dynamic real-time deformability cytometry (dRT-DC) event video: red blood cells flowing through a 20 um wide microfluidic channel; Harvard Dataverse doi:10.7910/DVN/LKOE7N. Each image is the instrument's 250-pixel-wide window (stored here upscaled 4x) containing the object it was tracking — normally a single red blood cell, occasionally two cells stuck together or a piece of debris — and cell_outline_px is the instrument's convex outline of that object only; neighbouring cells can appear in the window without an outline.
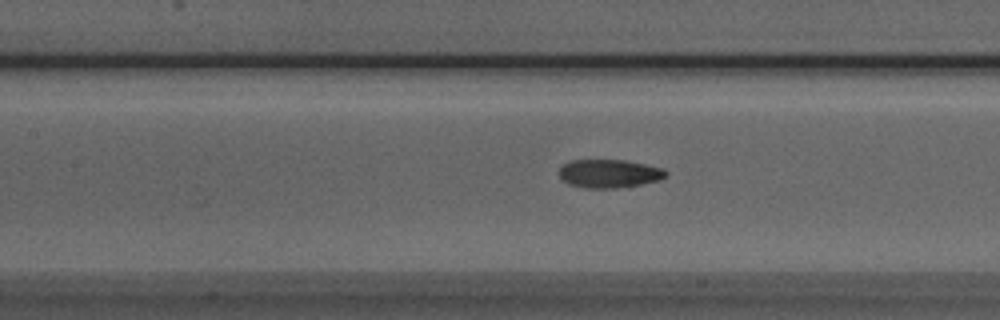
{"species": "Egyptian fruit bat (a non-hibernating species)", "species_latin": "Rousettus aegyptiacus", "temperature_condition": "room temperature", "stored_images_in_passage": 52, "camera_frame_rate_fps": 3000, "um_per_image_px": 0.085, "animal": {"sex": "male"}, "frame": {"image": 1, "passage_image": 23, "time_ms": 7.333, "image_size_px": [1000, 320], "cell_outline_px": [[668, 176], [660, 180], [628, 188], [584, 188], [568, 184], [560, 180], [560, 168], [564, 164], [572, 160], [624, 160], [664, 168], [668, 172]], "centroid_in_image_um": [51.82, 14.77], "position_along_channel_um": 155.6, "area_um2": 18.03}}
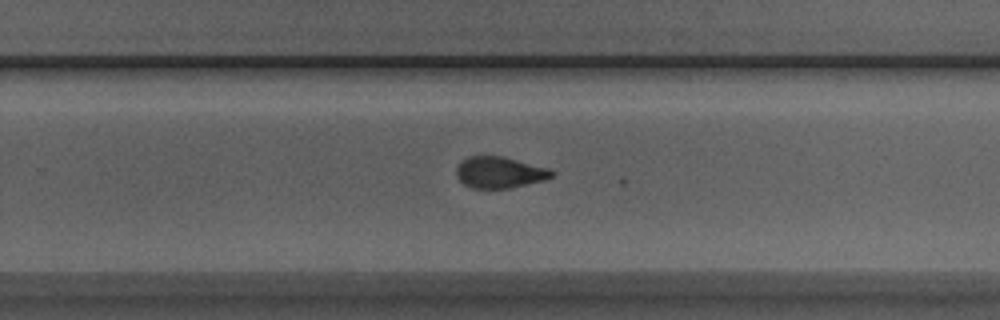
{"frame": {"image": 2, "passage_image": 33, "time_ms": 10.667, "image_size_px": [1000, 320], "cell_outline_px": [[556, 172], [552, 176], [544, 180], [508, 188], [472, 188], [464, 184], [456, 176], [456, 168], [460, 160], [468, 156], [500, 156], [548, 168]], "centroid_in_image_um": [42.42, 14.65], "position_along_channel_um": 287.4, "area_um2": 17.28}}
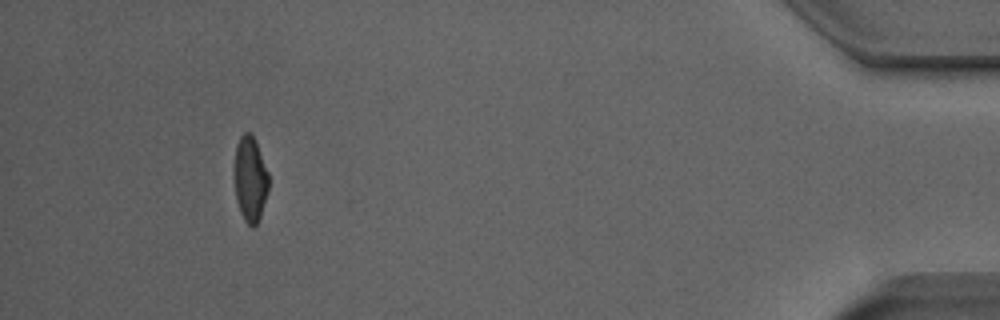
{"frame": {"image": 3, "passage_image": 48, "time_ms": 15.667, "image_size_px": [1000, 320], "cell_outline_px": [[268, 192], [260, 216], [256, 224], [252, 228], [244, 220], [240, 212], [236, 200], [232, 172], [236, 144], [240, 136], [244, 132], [248, 132], [256, 140], [268, 172]], "centroid_in_image_um": [21.23, 15.19], "position_along_channel_um": 414.0, "area_um2": 17.51}, "authors_computed_cell_mechanics": {"area_um2": 17.7157, "velocity_mm_per_s": 3.9724, "shape_relaxation_time_tau1_ms": null, "shape_relaxation_time_tau2_ms": 2.6658, "deformation_change_tau1": null, "deformation_change_tau2": 0.091}}